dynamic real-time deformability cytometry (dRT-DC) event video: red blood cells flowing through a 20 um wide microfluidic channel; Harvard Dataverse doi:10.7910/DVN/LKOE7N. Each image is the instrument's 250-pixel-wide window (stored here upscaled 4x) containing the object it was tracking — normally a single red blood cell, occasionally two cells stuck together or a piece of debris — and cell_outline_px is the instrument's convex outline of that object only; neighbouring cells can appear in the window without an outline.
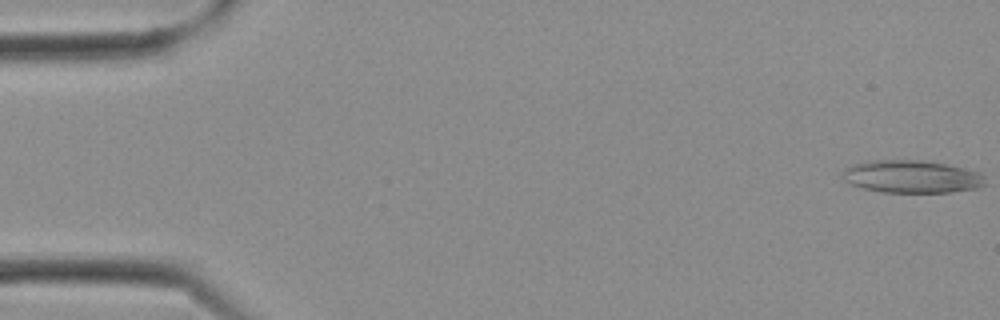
{"species": "Egyptian fruit bat (a non-hibernating species)", "species_latin": "Rousettus aegyptiacus", "temperature_condition": "cold", "stored_images_in_passage": 12, "camera_frame_rate_fps": 3000, "um_per_image_px": 0.085, "frame": {"image": 1, "passage_image": 1, "time_ms": 0.0, "image_size_px": [1000, 320], "cell_outline_px": [[984, 184], [980, 188], [952, 192], [880, 192], [848, 184], [840, 176], [840, 172], [844, 168], [852, 164], [868, 160], [924, 160], [964, 168], [980, 172], [984, 176]], "centroid_in_image_um": [77.44, 15.01], "position_along_channel_um": 7.6, "area_um2": 27.51}}
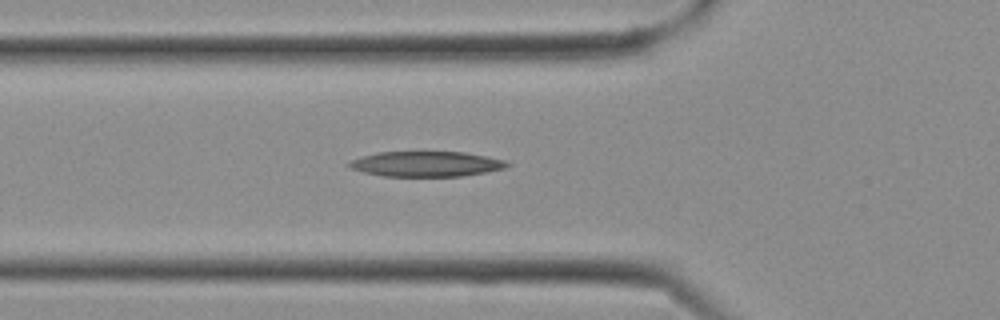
{"frame": {"image": 2, "passage_image": 10, "time_ms": 3.0, "image_size_px": [1000, 320], "cell_outline_px": [[512, 164], [504, 168], [464, 176], [380, 176], [364, 172], [352, 168], [344, 164], [352, 160], [376, 152], [464, 152], [488, 156], [508, 160]], "centroid_in_image_um": [36.26, 13.93], "position_along_channel_um": 89.5, "area_um2": 23.29}}
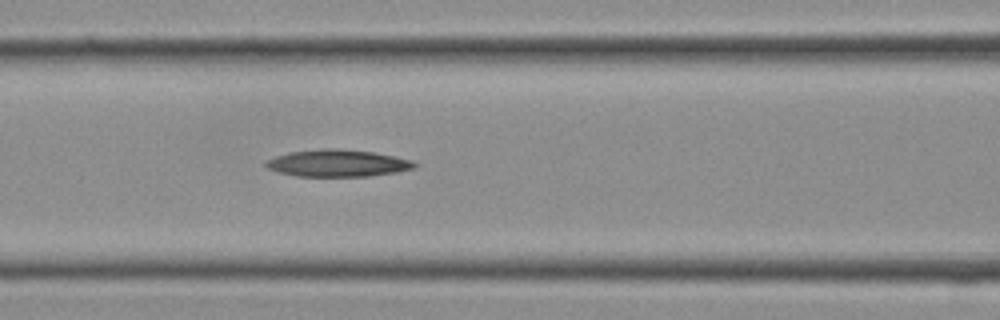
{"frame": {"image": 3, "passage_image": 12, "time_ms": 3.667, "image_size_px": [1000, 320], "cell_outline_px": [[420, 164], [416, 168], [396, 172], [368, 176], [296, 176], [280, 172], [268, 168], [264, 164], [268, 160], [276, 156], [288, 152], [324, 148], [340, 148], [372, 152], [396, 156], [412, 160]], "centroid_in_image_um": [28.75, 13.86], "position_along_channel_um": 137.8, "area_um2": 23.47}}